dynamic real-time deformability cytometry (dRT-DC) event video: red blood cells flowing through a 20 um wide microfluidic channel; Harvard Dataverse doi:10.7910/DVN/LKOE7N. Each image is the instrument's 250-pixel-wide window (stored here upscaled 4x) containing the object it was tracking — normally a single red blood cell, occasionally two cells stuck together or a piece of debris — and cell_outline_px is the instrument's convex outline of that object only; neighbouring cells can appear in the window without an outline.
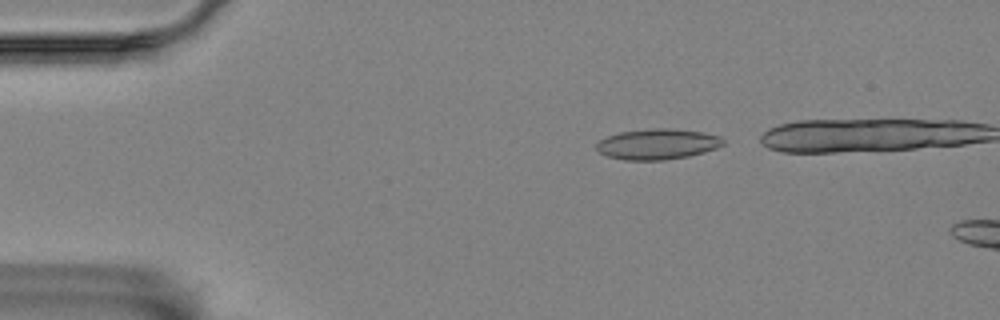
{"species": "Egyptian fruit bat (a non-hibernating species)", "species_latin": "Rousettus aegyptiacus", "temperature_condition": "room temperature", "stored_images_in_passage": 34, "camera_frame_rate_fps": 3000, "um_per_image_px": 0.085, "animal": {"sex": "female"}, "frame": {"image": 1, "passage_image": 4, "time_ms": 1.0, "image_size_px": [1000, 320], "cell_outline_px": [[724, 144], [716, 148], [704, 152], [688, 156], [664, 160], [624, 160], [608, 156], [600, 152], [596, 148], [596, 144], [600, 140], [608, 136], [620, 132], [652, 128], [668, 128], [704, 132], [720, 136], [724, 140]], "centroid_in_image_um": [55.9, 12.25], "position_along_channel_um": 29.1, "area_um2": 22.54}}
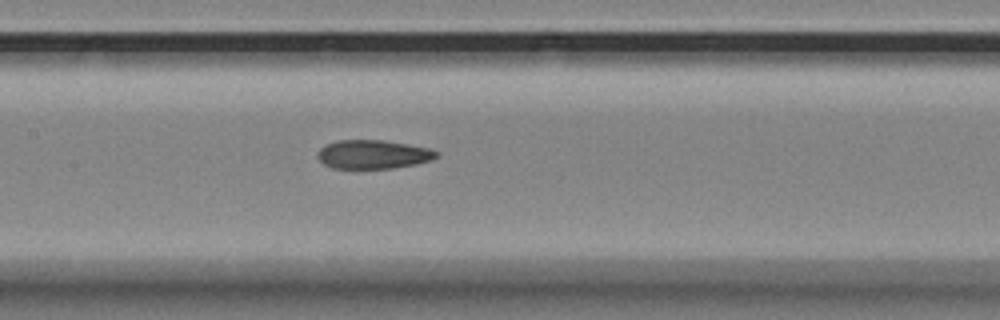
{"frame": {"image": 2, "passage_image": 21, "time_ms": 6.667, "image_size_px": [1000, 320], "cell_outline_px": [[440, 156], [432, 160], [416, 164], [392, 168], [332, 168], [324, 164], [316, 156], [320, 148], [336, 140], [384, 140], [432, 148], [440, 152]], "centroid_in_image_um": [31.77, 13.11], "position_along_channel_um": 175.6, "area_um2": 20.11}}
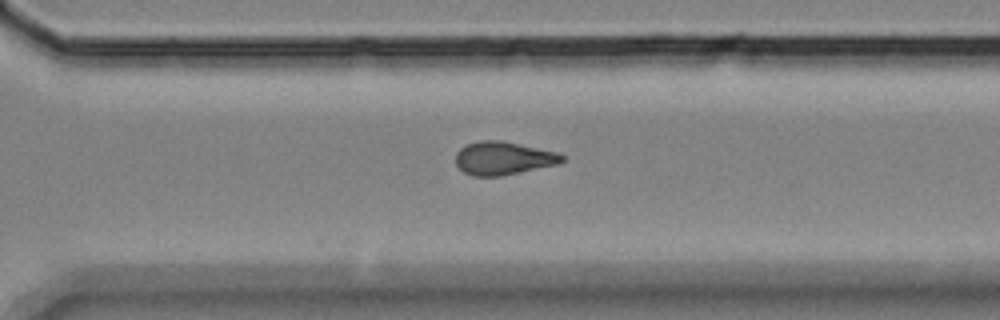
{"frame": {"image": 3, "passage_image": 34, "time_ms": 11.0, "image_size_px": [1000, 320], "cell_outline_px": [[564, 160], [560, 164], [500, 176], [472, 176], [464, 172], [456, 164], [456, 152], [460, 148], [468, 144], [480, 140], [496, 140], [556, 152], [564, 156]], "centroid_in_image_um": [42.76, 13.46], "position_along_channel_um": 327.8, "area_um2": 20.29}}